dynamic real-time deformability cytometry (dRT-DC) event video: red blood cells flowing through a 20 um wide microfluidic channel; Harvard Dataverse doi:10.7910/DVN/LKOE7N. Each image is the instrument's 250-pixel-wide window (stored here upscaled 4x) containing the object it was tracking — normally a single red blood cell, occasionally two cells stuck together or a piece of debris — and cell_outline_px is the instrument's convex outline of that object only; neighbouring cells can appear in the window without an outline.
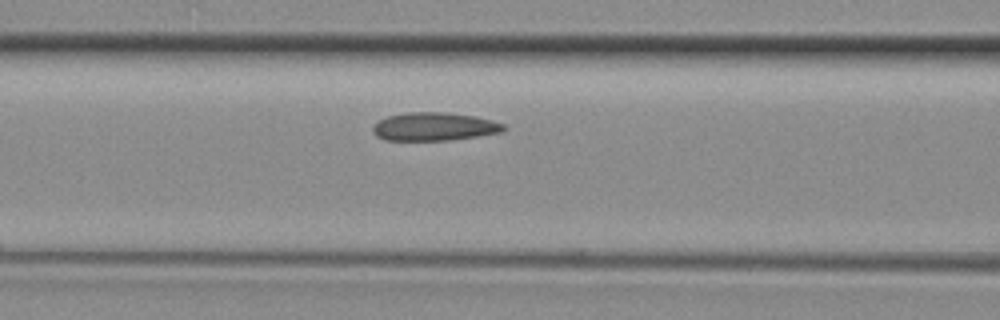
{"species": "common noctule bat (a hibernating species)", "species_latin": "Nyctalus noctula", "temperature_condition": "room temperature", "stored_images_in_passage": 16, "camera_frame_rate_fps": 3000, "um_per_image_px": 0.085, "animal": {"sex": "female", "body_mass_g": 29.2, "forearm_length_mm": 56.3}, "frame": {"image": 1, "passage_image": 12, "time_ms": 3.667, "image_size_px": [1000, 320], "cell_outline_px": [[508, 128], [504, 132], [480, 136], [448, 140], [384, 140], [376, 136], [372, 132], [372, 128], [380, 120], [388, 116], [408, 112], [448, 112], [476, 116], [492, 120], [504, 124]], "centroid_in_image_um": [36.96, 10.76], "position_along_channel_um": 129.6, "area_um2": 21.73}}
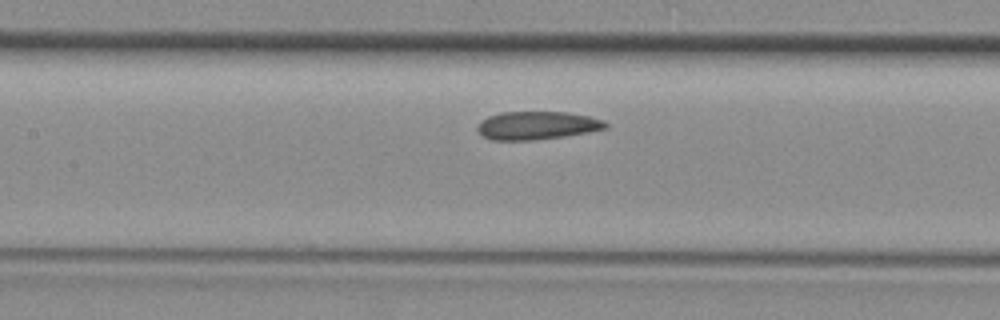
{"frame": {"image": 2, "passage_image": 14, "time_ms": 4.333, "image_size_px": [1000, 320], "cell_outline_px": [[608, 128], [588, 132], [564, 136], [536, 140], [492, 140], [484, 136], [476, 128], [480, 120], [488, 116], [500, 112], [568, 112], [588, 116], [604, 120], [608, 124]], "centroid_in_image_um": [45.65, 10.66], "position_along_channel_um": 161.8, "area_um2": 21.1}}